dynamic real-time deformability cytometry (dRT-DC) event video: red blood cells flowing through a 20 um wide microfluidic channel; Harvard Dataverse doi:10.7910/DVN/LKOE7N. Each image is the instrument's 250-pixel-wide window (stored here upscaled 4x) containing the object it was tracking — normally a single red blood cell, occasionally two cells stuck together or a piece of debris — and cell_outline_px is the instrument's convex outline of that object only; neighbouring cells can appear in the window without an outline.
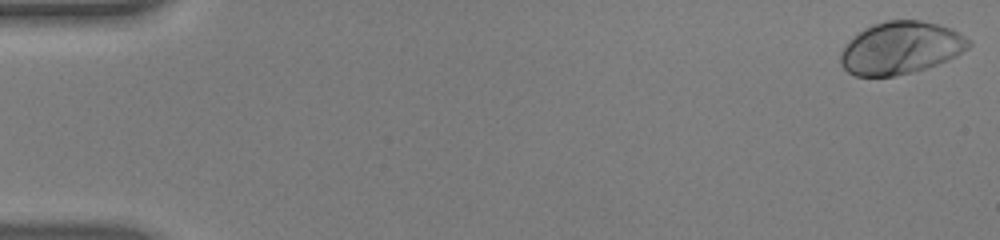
{"species": "human", "species_latin": "Homo sapiens", "temperature_condition": "warm", "stored_images_in_passage": 54, "camera_frame_rate_fps": 3000, "um_per_image_px": 0.085, "donor": {"sex": "male"}, "frame": {"image": 1, "passage_image": 1, "time_ms": 0.0, "image_size_px": [1000, 240], "cell_outline_px": [[972, 44], [968, 48], [956, 56], [936, 64], [912, 72], [896, 76], [856, 76], [848, 72], [840, 64], [840, 52], [848, 40], [852, 36], [864, 28], [872, 24], [888, 20], [920, 20], [940, 24], [952, 28], [972, 40]], "centroid_in_image_um": [76.55, 4.06], "position_along_channel_um": 8.4, "area_um2": 39.48}}
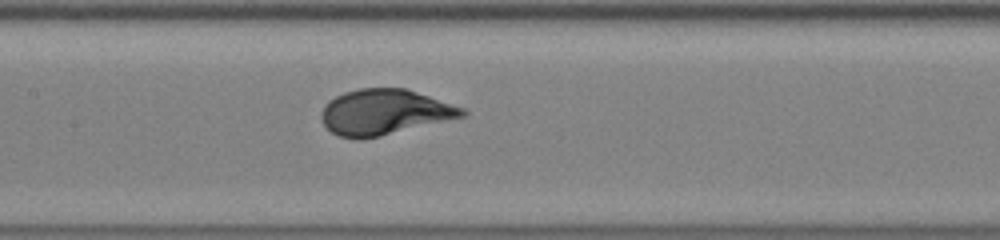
{"frame": {"image": 2, "passage_image": 27, "time_ms": 8.667, "image_size_px": [1000, 240], "cell_outline_px": [[468, 112], [464, 116], [380, 136], [360, 140], [356, 140], [340, 136], [332, 132], [324, 124], [320, 116], [320, 112], [324, 104], [328, 100], [344, 92], [360, 88], [404, 88], [464, 108]], "centroid_in_image_um": [32.62, 9.53], "position_along_channel_um": 174.8, "area_um2": 37.11}}
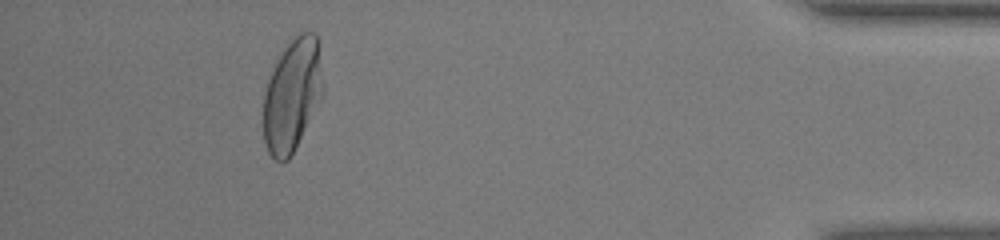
{"frame": {"image": 3, "passage_image": 50, "time_ms": 16.333, "image_size_px": [1000, 240], "cell_outline_px": [[324, 96], [292, 156], [288, 160], [280, 164], [268, 152], [264, 140], [264, 92], [268, 80], [276, 60], [284, 48], [300, 32], [316, 32], [324, 88]], "centroid_in_image_um": [24.86, 8.13], "position_along_channel_um": 410.3, "area_um2": 39.54}, "authors_computed_cell_mechanics": {"area_um2": 37.3966, "velocity_mm_per_s": 3.7916, "shape_relaxation_time_tau1_ms": 2.8185, "shape_relaxation_time_tau2_ms": null, "deformation_change_tau1": 0.1765, "deformation_change_tau2": null}}